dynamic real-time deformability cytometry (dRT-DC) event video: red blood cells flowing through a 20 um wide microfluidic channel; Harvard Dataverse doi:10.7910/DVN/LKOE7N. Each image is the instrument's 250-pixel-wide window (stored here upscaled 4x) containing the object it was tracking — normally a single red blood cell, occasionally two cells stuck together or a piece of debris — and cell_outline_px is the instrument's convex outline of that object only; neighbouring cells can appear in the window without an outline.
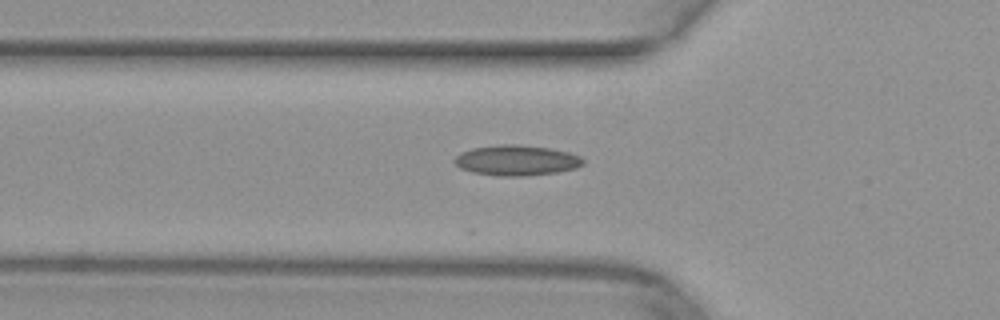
{"species": "common noctule bat (a hibernating species)", "species_latin": "Nyctalus noctula", "temperature_condition": "warm", "stored_images_in_passage": 34, "camera_frame_rate_fps": 3000, "um_per_image_px": 0.085, "animal": {"sex": "female", "body_mass_g": 29.2, "forearm_length_mm": 56.3}, "frame": {"image": 1, "passage_image": 2, "time_ms": 0.333, "image_size_px": [1000, 320], "cell_outline_px": [[584, 164], [576, 168], [556, 172], [524, 176], [500, 176], [472, 172], [460, 168], [452, 160], [460, 152], [472, 148], [504, 144], [516, 144], [548, 148], [568, 152], [580, 156], [584, 160]], "centroid_in_image_um": [43.89, 13.63], "position_along_channel_um": 81.9, "area_um2": 22.72}}
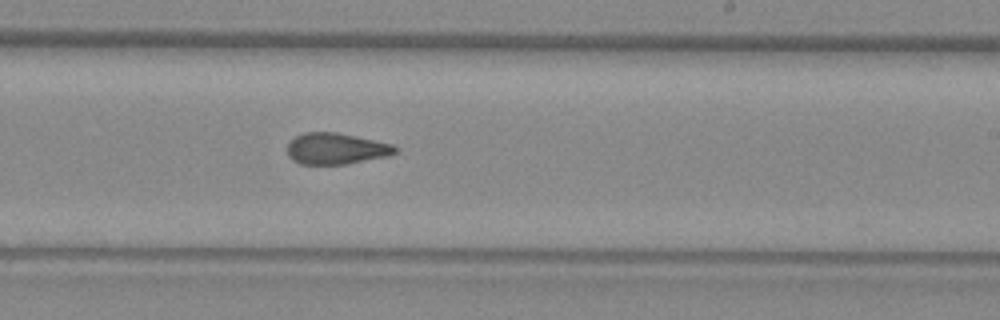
{"frame": {"image": 2, "passage_image": 15, "time_ms": 4.667, "image_size_px": [1000, 320], "cell_outline_px": [[396, 152], [388, 156], [344, 164], [300, 164], [292, 160], [288, 156], [288, 144], [296, 136], [304, 132], [336, 132], [392, 144], [396, 148]], "centroid_in_image_um": [28.53, 12.64], "position_along_channel_um": 260.5, "area_um2": 19.42}}
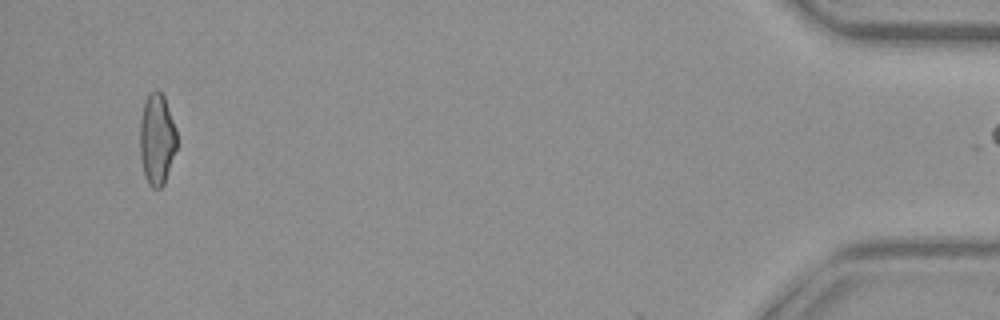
{"frame": {"image": 3, "passage_image": 33, "time_ms": 10.667, "image_size_px": [1000, 320], "cell_outline_px": [[176, 148], [164, 184], [160, 188], [152, 188], [148, 184], [144, 176], [140, 156], [140, 120], [144, 104], [148, 96], [156, 88], [164, 96], [176, 128]], "centroid_in_image_um": [13.33, 11.85], "position_along_channel_um": 421.9, "area_um2": 19.54}}